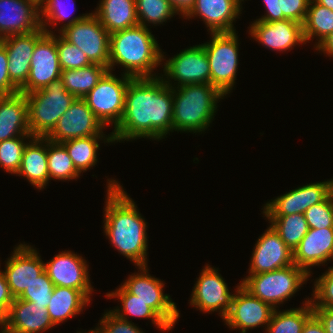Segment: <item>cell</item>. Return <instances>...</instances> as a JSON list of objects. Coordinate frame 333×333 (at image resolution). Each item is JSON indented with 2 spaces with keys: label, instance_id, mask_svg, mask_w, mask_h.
Segmentation results:
<instances>
[{
  "label": "cell",
  "instance_id": "4316f807",
  "mask_svg": "<svg viewBox=\"0 0 333 333\" xmlns=\"http://www.w3.org/2000/svg\"><path fill=\"white\" fill-rule=\"evenodd\" d=\"M17 176H23L33 187L42 190L49 183L48 139L33 137L25 146Z\"/></svg>",
  "mask_w": 333,
  "mask_h": 333
},
{
  "label": "cell",
  "instance_id": "816d5d0a",
  "mask_svg": "<svg viewBox=\"0 0 333 333\" xmlns=\"http://www.w3.org/2000/svg\"><path fill=\"white\" fill-rule=\"evenodd\" d=\"M196 0H169L173 9L177 12L180 17L183 18L190 12L193 8Z\"/></svg>",
  "mask_w": 333,
  "mask_h": 333
},
{
  "label": "cell",
  "instance_id": "30bf717a",
  "mask_svg": "<svg viewBox=\"0 0 333 333\" xmlns=\"http://www.w3.org/2000/svg\"><path fill=\"white\" fill-rule=\"evenodd\" d=\"M162 68L164 74H160V77L172 88L198 83L210 84L209 61L201 44L177 53L166 60ZM171 80L176 82L173 84Z\"/></svg>",
  "mask_w": 333,
  "mask_h": 333
},
{
  "label": "cell",
  "instance_id": "ee69618b",
  "mask_svg": "<svg viewBox=\"0 0 333 333\" xmlns=\"http://www.w3.org/2000/svg\"><path fill=\"white\" fill-rule=\"evenodd\" d=\"M97 327L103 333H144L136 324L118 317L111 310L104 312Z\"/></svg>",
  "mask_w": 333,
  "mask_h": 333
},
{
  "label": "cell",
  "instance_id": "484cf974",
  "mask_svg": "<svg viewBox=\"0 0 333 333\" xmlns=\"http://www.w3.org/2000/svg\"><path fill=\"white\" fill-rule=\"evenodd\" d=\"M32 136L29 131L26 94L0 96V141Z\"/></svg>",
  "mask_w": 333,
  "mask_h": 333
},
{
  "label": "cell",
  "instance_id": "5bb4252c",
  "mask_svg": "<svg viewBox=\"0 0 333 333\" xmlns=\"http://www.w3.org/2000/svg\"><path fill=\"white\" fill-rule=\"evenodd\" d=\"M238 284L234 290L231 308L223 319L225 325L234 330L239 329L241 333L260 326L266 330L275 309L253 296L241 285V281Z\"/></svg>",
  "mask_w": 333,
  "mask_h": 333
},
{
  "label": "cell",
  "instance_id": "7a4b0ae2",
  "mask_svg": "<svg viewBox=\"0 0 333 333\" xmlns=\"http://www.w3.org/2000/svg\"><path fill=\"white\" fill-rule=\"evenodd\" d=\"M104 234L120 254L135 266H147V222L115 179H107Z\"/></svg>",
  "mask_w": 333,
  "mask_h": 333
},
{
  "label": "cell",
  "instance_id": "4dcf8cb0",
  "mask_svg": "<svg viewBox=\"0 0 333 333\" xmlns=\"http://www.w3.org/2000/svg\"><path fill=\"white\" fill-rule=\"evenodd\" d=\"M99 140H103L105 144L114 142L112 134L75 138L62 142L80 174L97 164V151L100 150Z\"/></svg>",
  "mask_w": 333,
  "mask_h": 333
},
{
  "label": "cell",
  "instance_id": "8d00e7d4",
  "mask_svg": "<svg viewBox=\"0 0 333 333\" xmlns=\"http://www.w3.org/2000/svg\"><path fill=\"white\" fill-rule=\"evenodd\" d=\"M139 25L148 28V24L157 26L170 20L177 12L169 0H135Z\"/></svg>",
  "mask_w": 333,
  "mask_h": 333
},
{
  "label": "cell",
  "instance_id": "d590c367",
  "mask_svg": "<svg viewBox=\"0 0 333 333\" xmlns=\"http://www.w3.org/2000/svg\"><path fill=\"white\" fill-rule=\"evenodd\" d=\"M48 172L50 180L70 181L80 177L62 143L48 140Z\"/></svg>",
  "mask_w": 333,
  "mask_h": 333
},
{
  "label": "cell",
  "instance_id": "c3c4849f",
  "mask_svg": "<svg viewBox=\"0 0 333 333\" xmlns=\"http://www.w3.org/2000/svg\"><path fill=\"white\" fill-rule=\"evenodd\" d=\"M14 297L12 296L7 279L2 270H0V307L7 313Z\"/></svg>",
  "mask_w": 333,
  "mask_h": 333
},
{
  "label": "cell",
  "instance_id": "74e56055",
  "mask_svg": "<svg viewBox=\"0 0 333 333\" xmlns=\"http://www.w3.org/2000/svg\"><path fill=\"white\" fill-rule=\"evenodd\" d=\"M32 138L33 136H19L0 141V167L5 172L13 175L18 172L24 148L28 143L26 140L30 141Z\"/></svg>",
  "mask_w": 333,
  "mask_h": 333
},
{
  "label": "cell",
  "instance_id": "7c38bea8",
  "mask_svg": "<svg viewBox=\"0 0 333 333\" xmlns=\"http://www.w3.org/2000/svg\"><path fill=\"white\" fill-rule=\"evenodd\" d=\"M218 268L206 264L192 289L190 305L204 313L219 312L222 320L231 308L232 294Z\"/></svg>",
  "mask_w": 333,
  "mask_h": 333
},
{
  "label": "cell",
  "instance_id": "5b68a950",
  "mask_svg": "<svg viewBox=\"0 0 333 333\" xmlns=\"http://www.w3.org/2000/svg\"><path fill=\"white\" fill-rule=\"evenodd\" d=\"M75 99L66 90L61 78L26 94L30 134L33 137H46Z\"/></svg>",
  "mask_w": 333,
  "mask_h": 333
},
{
  "label": "cell",
  "instance_id": "836d02e7",
  "mask_svg": "<svg viewBox=\"0 0 333 333\" xmlns=\"http://www.w3.org/2000/svg\"><path fill=\"white\" fill-rule=\"evenodd\" d=\"M333 32V11L314 0H310L307 15L303 23L305 42L317 38L314 48L330 33Z\"/></svg>",
  "mask_w": 333,
  "mask_h": 333
},
{
  "label": "cell",
  "instance_id": "db71d44e",
  "mask_svg": "<svg viewBox=\"0 0 333 333\" xmlns=\"http://www.w3.org/2000/svg\"><path fill=\"white\" fill-rule=\"evenodd\" d=\"M5 326H6V312L0 307V327H2L0 333H4Z\"/></svg>",
  "mask_w": 333,
  "mask_h": 333
},
{
  "label": "cell",
  "instance_id": "7402d4cb",
  "mask_svg": "<svg viewBox=\"0 0 333 333\" xmlns=\"http://www.w3.org/2000/svg\"><path fill=\"white\" fill-rule=\"evenodd\" d=\"M242 0H196L193 8L184 17L202 18L210 33L236 32V18L242 14Z\"/></svg>",
  "mask_w": 333,
  "mask_h": 333
},
{
  "label": "cell",
  "instance_id": "f35d334b",
  "mask_svg": "<svg viewBox=\"0 0 333 333\" xmlns=\"http://www.w3.org/2000/svg\"><path fill=\"white\" fill-rule=\"evenodd\" d=\"M56 47L62 71L79 69L92 64L79 47L65 40L60 34L56 35Z\"/></svg>",
  "mask_w": 333,
  "mask_h": 333
},
{
  "label": "cell",
  "instance_id": "60d3db41",
  "mask_svg": "<svg viewBox=\"0 0 333 333\" xmlns=\"http://www.w3.org/2000/svg\"><path fill=\"white\" fill-rule=\"evenodd\" d=\"M68 1V0H65ZM64 0H47L45 6L40 11V21L41 26L45 30L46 33L51 34L53 31L49 30L50 25L51 26H57V22H62L68 20L67 18L71 17L73 14L72 10H69V2H65ZM73 0H70V2ZM73 6H75V3H72ZM71 8V6H70ZM74 9V8H73ZM74 12L76 10H73ZM54 24V25H53ZM48 25V26H47ZM49 27V28H47Z\"/></svg>",
  "mask_w": 333,
  "mask_h": 333
},
{
  "label": "cell",
  "instance_id": "9f6ffc18",
  "mask_svg": "<svg viewBox=\"0 0 333 333\" xmlns=\"http://www.w3.org/2000/svg\"><path fill=\"white\" fill-rule=\"evenodd\" d=\"M316 3L333 11V0H314Z\"/></svg>",
  "mask_w": 333,
  "mask_h": 333
},
{
  "label": "cell",
  "instance_id": "ac0fdd59",
  "mask_svg": "<svg viewBox=\"0 0 333 333\" xmlns=\"http://www.w3.org/2000/svg\"><path fill=\"white\" fill-rule=\"evenodd\" d=\"M38 254L31 245L20 243L7 259L3 273L14 298H18L45 271V263Z\"/></svg>",
  "mask_w": 333,
  "mask_h": 333
},
{
  "label": "cell",
  "instance_id": "4fadbf2b",
  "mask_svg": "<svg viewBox=\"0 0 333 333\" xmlns=\"http://www.w3.org/2000/svg\"><path fill=\"white\" fill-rule=\"evenodd\" d=\"M333 193V179L309 183L297 187L269 200L264 207L263 217H279L292 214H304L313 205L325 201Z\"/></svg>",
  "mask_w": 333,
  "mask_h": 333
},
{
  "label": "cell",
  "instance_id": "d6986e66",
  "mask_svg": "<svg viewBox=\"0 0 333 333\" xmlns=\"http://www.w3.org/2000/svg\"><path fill=\"white\" fill-rule=\"evenodd\" d=\"M249 26L251 37L272 51L286 52L298 44H306L303 24L293 20L274 22L255 20Z\"/></svg>",
  "mask_w": 333,
  "mask_h": 333
},
{
  "label": "cell",
  "instance_id": "277c9868",
  "mask_svg": "<svg viewBox=\"0 0 333 333\" xmlns=\"http://www.w3.org/2000/svg\"><path fill=\"white\" fill-rule=\"evenodd\" d=\"M225 95L211 84H189L173 88V132H204L212 123L219 99Z\"/></svg>",
  "mask_w": 333,
  "mask_h": 333
},
{
  "label": "cell",
  "instance_id": "7dc6e473",
  "mask_svg": "<svg viewBox=\"0 0 333 333\" xmlns=\"http://www.w3.org/2000/svg\"><path fill=\"white\" fill-rule=\"evenodd\" d=\"M265 4L266 13L260 17L259 21L274 22L283 20V13H280V1L279 0H263Z\"/></svg>",
  "mask_w": 333,
  "mask_h": 333
},
{
  "label": "cell",
  "instance_id": "ab89813d",
  "mask_svg": "<svg viewBox=\"0 0 333 333\" xmlns=\"http://www.w3.org/2000/svg\"><path fill=\"white\" fill-rule=\"evenodd\" d=\"M54 284L48 277L46 271L40 274L35 280L27 287L18 299L34 302L39 306L47 308L50 298L53 293Z\"/></svg>",
  "mask_w": 333,
  "mask_h": 333
},
{
  "label": "cell",
  "instance_id": "cb8c5ba5",
  "mask_svg": "<svg viewBox=\"0 0 333 333\" xmlns=\"http://www.w3.org/2000/svg\"><path fill=\"white\" fill-rule=\"evenodd\" d=\"M40 10L26 0H0V39L41 28Z\"/></svg>",
  "mask_w": 333,
  "mask_h": 333
},
{
  "label": "cell",
  "instance_id": "e0dca14e",
  "mask_svg": "<svg viewBox=\"0 0 333 333\" xmlns=\"http://www.w3.org/2000/svg\"><path fill=\"white\" fill-rule=\"evenodd\" d=\"M87 261L72 251H61L45 263V271L54 286L80 290L90 301L93 287Z\"/></svg>",
  "mask_w": 333,
  "mask_h": 333
},
{
  "label": "cell",
  "instance_id": "83f0119b",
  "mask_svg": "<svg viewBox=\"0 0 333 333\" xmlns=\"http://www.w3.org/2000/svg\"><path fill=\"white\" fill-rule=\"evenodd\" d=\"M92 12L109 34L139 25L135 0H100Z\"/></svg>",
  "mask_w": 333,
  "mask_h": 333
},
{
  "label": "cell",
  "instance_id": "11a10c76",
  "mask_svg": "<svg viewBox=\"0 0 333 333\" xmlns=\"http://www.w3.org/2000/svg\"><path fill=\"white\" fill-rule=\"evenodd\" d=\"M26 1L33 4L40 11L45 6V4L47 2V0H26Z\"/></svg>",
  "mask_w": 333,
  "mask_h": 333
},
{
  "label": "cell",
  "instance_id": "8fae6325",
  "mask_svg": "<svg viewBox=\"0 0 333 333\" xmlns=\"http://www.w3.org/2000/svg\"><path fill=\"white\" fill-rule=\"evenodd\" d=\"M137 268L138 272L129 275L121 285L129 293L146 302L173 329L180 313L170 295L163 293L164 282L151 276L148 266Z\"/></svg>",
  "mask_w": 333,
  "mask_h": 333
},
{
  "label": "cell",
  "instance_id": "44dd1931",
  "mask_svg": "<svg viewBox=\"0 0 333 333\" xmlns=\"http://www.w3.org/2000/svg\"><path fill=\"white\" fill-rule=\"evenodd\" d=\"M41 27L27 33L10 35L0 39L8 56V74L11 82L20 89L27 81L30 72V61L36 42L45 34Z\"/></svg>",
  "mask_w": 333,
  "mask_h": 333
},
{
  "label": "cell",
  "instance_id": "f5cc1de1",
  "mask_svg": "<svg viewBox=\"0 0 333 333\" xmlns=\"http://www.w3.org/2000/svg\"><path fill=\"white\" fill-rule=\"evenodd\" d=\"M315 49L333 58V32L326 36Z\"/></svg>",
  "mask_w": 333,
  "mask_h": 333
},
{
  "label": "cell",
  "instance_id": "f546056e",
  "mask_svg": "<svg viewBox=\"0 0 333 333\" xmlns=\"http://www.w3.org/2000/svg\"><path fill=\"white\" fill-rule=\"evenodd\" d=\"M107 298H117L121 303L111 311L118 317L129 321L127 316L151 319L152 324L157 326L161 331H169L172 328L144 301L138 299L137 296L129 293L122 285L116 288L115 291L106 293Z\"/></svg>",
  "mask_w": 333,
  "mask_h": 333
},
{
  "label": "cell",
  "instance_id": "ba28073f",
  "mask_svg": "<svg viewBox=\"0 0 333 333\" xmlns=\"http://www.w3.org/2000/svg\"><path fill=\"white\" fill-rule=\"evenodd\" d=\"M209 42L202 43L210 66V84L225 96L235 85L239 64V40L236 32L210 33Z\"/></svg>",
  "mask_w": 333,
  "mask_h": 333
},
{
  "label": "cell",
  "instance_id": "d4e9b609",
  "mask_svg": "<svg viewBox=\"0 0 333 333\" xmlns=\"http://www.w3.org/2000/svg\"><path fill=\"white\" fill-rule=\"evenodd\" d=\"M55 327L50 320L47 308L14 298L6 313L4 333H42Z\"/></svg>",
  "mask_w": 333,
  "mask_h": 333
},
{
  "label": "cell",
  "instance_id": "f1b7e54d",
  "mask_svg": "<svg viewBox=\"0 0 333 333\" xmlns=\"http://www.w3.org/2000/svg\"><path fill=\"white\" fill-rule=\"evenodd\" d=\"M91 302L80 290L55 286L47 312L53 325H60L77 314L83 312L84 306Z\"/></svg>",
  "mask_w": 333,
  "mask_h": 333
},
{
  "label": "cell",
  "instance_id": "ffe728a7",
  "mask_svg": "<svg viewBox=\"0 0 333 333\" xmlns=\"http://www.w3.org/2000/svg\"><path fill=\"white\" fill-rule=\"evenodd\" d=\"M293 263V252L279 234L268 226L259 236L252 252L249 274H260L288 267Z\"/></svg>",
  "mask_w": 333,
  "mask_h": 333
},
{
  "label": "cell",
  "instance_id": "52a82bcc",
  "mask_svg": "<svg viewBox=\"0 0 333 333\" xmlns=\"http://www.w3.org/2000/svg\"><path fill=\"white\" fill-rule=\"evenodd\" d=\"M59 29L58 33L79 47L91 63L109 67L110 34L93 13L72 17Z\"/></svg>",
  "mask_w": 333,
  "mask_h": 333
},
{
  "label": "cell",
  "instance_id": "d6a6232c",
  "mask_svg": "<svg viewBox=\"0 0 333 333\" xmlns=\"http://www.w3.org/2000/svg\"><path fill=\"white\" fill-rule=\"evenodd\" d=\"M302 305L284 311L275 309L266 333H302L307 319L313 314L310 298L303 301Z\"/></svg>",
  "mask_w": 333,
  "mask_h": 333
},
{
  "label": "cell",
  "instance_id": "b9f144b4",
  "mask_svg": "<svg viewBox=\"0 0 333 333\" xmlns=\"http://www.w3.org/2000/svg\"><path fill=\"white\" fill-rule=\"evenodd\" d=\"M309 229L333 228V193L304 212Z\"/></svg>",
  "mask_w": 333,
  "mask_h": 333
},
{
  "label": "cell",
  "instance_id": "9a60e30c",
  "mask_svg": "<svg viewBox=\"0 0 333 333\" xmlns=\"http://www.w3.org/2000/svg\"><path fill=\"white\" fill-rule=\"evenodd\" d=\"M106 129L84 98H76L46 136L50 141L62 143L69 139L106 135Z\"/></svg>",
  "mask_w": 333,
  "mask_h": 333
},
{
  "label": "cell",
  "instance_id": "f907efd6",
  "mask_svg": "<svg viewBox=\"0 0 333 333\" xmlns=\"http://www.w3.org/2000/svg\"><path fill=\"white\" fill-rule=\"evenodd\" d=\"M302 333H326L323 324L313 313L306 321Z\"/></svg>",
  "mask_w": 333,
  "mask_h": 333
},
{
  "label": "cell",
  "instance_id": "2e32d148",
  "mask_svg": "<svg viewBox=\"0 0 333 333\" xmlns=\"http://www.w3.org/2000/svg\"><path fill=\"white\" fill-rule=\"evenodd\" d=\"M45 33L37 42L30 61V72L26 83L19 89L28 94L40 90L50 82L61 78L56 34Z\"/></svg>",
  "mask_w": 333,
  "mask_h": 333
},
{
  "label": "cell",
  "instance_id": "681fc988",
  "mask_svg": "<svg viewBox=\"0 0 333 333\" xmlns=\"http://www.w3.org/2000/svg\"><path fill=\"white\" fill-rule=\"evenodd\" d=\"M313 313L324 326L326 333H333V308L312 307Z\"/></svg>",
  "mask_w": 333,
  "mask_h": 333
},
{
  "label": "cell",
  "instance_id": "6f0895ef",
  "mask_svg": "<svg viewBox=\"0 0 333 333\" xmlns=\"http://www.w3.org/2000/svg\"><path fill=\"white\" fill-rule=\"evenodd\" d=\"M77 333H103L98 327H95V329L93 330H89V332H81V331H77Z\"/></svg>",
  "mask_w": 333,
  "mask_h": 333
},
{
  "label": "cell",
  "instance_id": "1f68e13d",
  "mask_svg": "<svg viewBox=\"0 0 333 333\" xmlns=\"http://www.w3.org/2000/svg\"><path fill=\"white\" fill-rule=\"evenodd\" d=\"M107 71V67L92 63L79 69L63 70L61 79L69 93L76 98H84Z\"/></svg>",
  "mask_w": 333,
  "mask_h": 333
},
{
  "label": "cell",
  "instance_id": "f6af8a7d",
  "mask_svg": "<svg viewBox=\"0 0 333 333\" xmlns=\"http://www.w3.org/2000/svg\"><path fill=\"white\" fill-rule=\"evenodd\" d=\"M283 20L289 19L303 24L310 0H279Z\"/></svg>",
  "mask_w": 333,
  "mask_h": 333
},
{
  "label": "cell",
  "instance_id": "bcb514c9",
  "mask_svg": "<svg viewBox=\"0 0 333 333\" xmlns=\"http://www.w3.org/2000/svg\"><path fill=\"white\" fill-rule=\"evenodd\" d=\"M8 56L7 51L0 41V96L12 95L20 92V90L11 82L8 70Z\"/></svg>",
  "mask_w": 333,
  "mask_h": 333
},
{
  "label": "cell",
  "instance_id": "8992f818",
  "mask_svg": "<svg viewBox=\"0 0 333 333\" xmlns=\"http://www.w3.org/2000/svg\"><path fill=\"white\" fill-rule=\"evenodd\" d=\"M310 277L302 268L292 264L271 272L249 274L243 278L241 285L253 296L277 309V305L292 298Z\"/></svg>",
  "mask_w": 333,
  "mask_h": 333
},
{
  "label": "cell",
  "instance_id": "6da1fadb",
  "mask_svg": "<svg viewBox=\"0 0 333 333\" xmlns=\"http://www.w3.org/2000/svg\"><path fill=\"white\" fill-rule=\"evenodd\" d=\"M172 117V87L160 76L132 78L127 86L123 116L111 133L113 141H160L173 132Z\"/></svg>",
  "mask_w": 333,
  "mask_h": 333
},
{
  "label": "cell",
  "instance_id": "603a6c76",
  "mask_svg": "<svg viewBox=\"0 0 333 333\" xmlns=\"http://www.w3.org/2000/svg\"><path fill=\"white\" fill-rule=\"evenodd\" d=\"M333 261V228L309 229L293 252V263L309 276L311 267Z\"/></svg>",
  "mask_w": 333,
  "mask_h": 333
},
{
  "label": "cell",
  "instance_id": "7bdbcfd3",
  "mask_svg": "<svg viewBox=\"0 0 333 333\" xmlns=\"http://www.w3.org/2000/svg\"><path fill=\"white\" fill-rule=\"evenodd\" d=\"M315 279L312 297V307L333 308V266Z\"/></svg>",
  "mask_w": 333,
  "mask_h": 333
},
{
  "label": "cell",
  "instance_id": "3957f363",
  "mask_svg": "<svg viewBox=\"0 0 333 333\" xmlns=\"http://www.w3.org/2000/svg\"><path fill=\"white\" fill-rule=\"evenodd\" d=\"M163 54L150 29L136 25L110 34L108 70L120 65L133 78L157 77L154 70L166 60Z\"/></svg>",
  "mask_w": 333,
  "mask_h": 333
},
{
  "label": "cell",
  "instance_id": "e575fe53",
  "mask_svg": "<svg viewBox=\"0 0 333 333\" xmlns=\"http://www.w3.org/2000/svg\"><path fill=\"white\" fill-rule=\"evenodd\" d=\"M272 228L292 252L309 231L304 214H292L279 217H266Z\"/></svg>",
  "mask_w": 333,
  "mask_h": 333
},
{
  "label": "cell",
  "instance_id": "9c48e42d",
  "mask_svg": "<svg viewBox=\"0 0 333 333\" xmlns=\"http://www.w3.org/2000/svg\"><path fill=\"white\" fill-rule=\"evenodd\" d=\"M121 77L108 70L84 97L88 107L105 127L114 124L115 128L124 113L127 86L133 77L125 74Z\"/></svg>",
  "mask_w": 333,
  "mask_h": 333
}]
</instances>
